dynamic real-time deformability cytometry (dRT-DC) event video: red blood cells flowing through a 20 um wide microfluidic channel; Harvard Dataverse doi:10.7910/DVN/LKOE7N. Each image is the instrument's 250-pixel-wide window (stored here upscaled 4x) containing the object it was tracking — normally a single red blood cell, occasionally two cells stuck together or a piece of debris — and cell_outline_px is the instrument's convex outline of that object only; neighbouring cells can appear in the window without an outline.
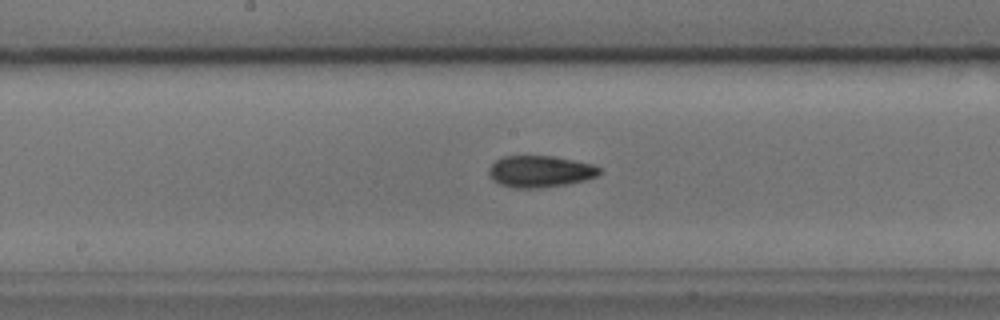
{"species": "common noctule bat (a hibernating species)", "species_latin": "Nyctalus noctula", "temperature_condition": "cold", "stored_images_in_passage": 38, "camera_frame_rate_fps": 3000, "um_per_image_px": 0.085, "animal": {"sex": "male", "body_mass_g": 17.9, "forearm_length_mm": 54.2}, "frame": {"image": 1, "passage_image": 14, "time_ms": 4.333, "image_size_px": [1000, 320], "cell_outline_px": [[600, 172], [596, 176], [584, 180], [568, 184], [536, 188], [516, 188], [500, 184], [492, 180], [488, 172], [488, 168], [496, 160], [504, 156], [552, 156], [592, 164], [600, 168]], "centroid_in_image_um": [45.87, 14.57], "position_along_channel_um": 202.3, "area_um2": 20.23}}
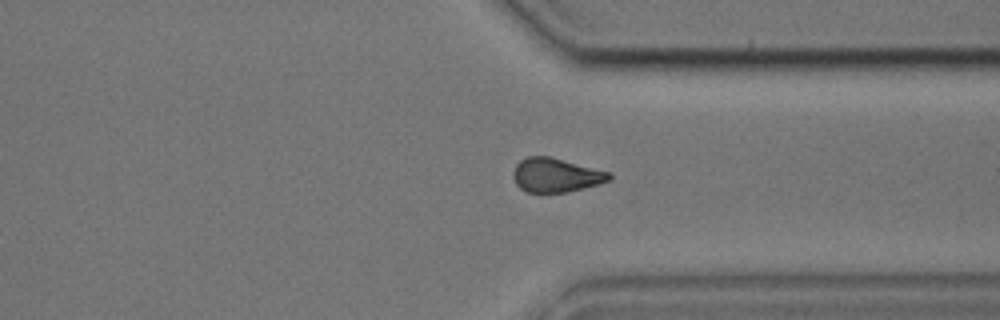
{"frame": {"image": 2, "passage_image": 27, "time_ms": 8.667, "image_size_px": [1000, 320], "cell_outline_px": [[612, 180], [600, 184], [564, 192], [524, 192], [516, 184], [512, 176], [512, 172], [516, 164], [520, 160], [528, 156], [548, 156], [612, 172]], "centroid_in_image_um": [47.26, 14.88], "position_along_channel_um": 364.1, "area_um2": 19.19}}
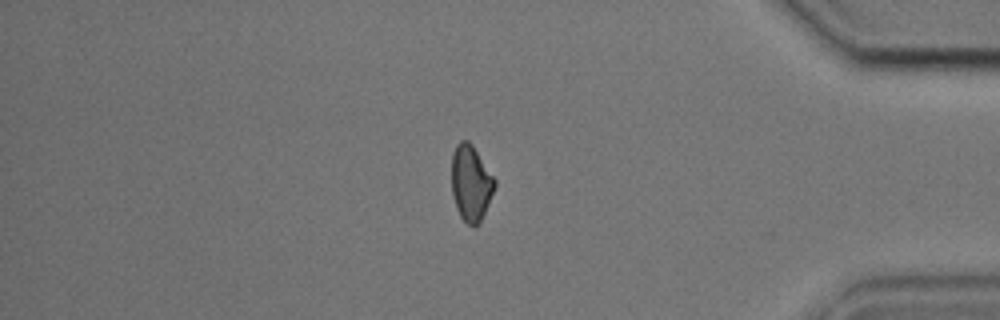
{"frame": {"image": 3, "passage_image": 32, "time_ms": 10.333, "image_size_px": [1000, 320], "cell_outline_px": [[496, 184], [484, 212], [480, 220], [472, 228], [460, 216], [456, 208], [452, 196], [452, 152], [456, 144], [460, 140], [468, 140], [472, 144], [496, 180]], "centroid_in_image_um": [40.0, 15.53], "position_along_channel_um": 395.2, "area_um2": 18.9}, "authors_computed_cell_mechanics": {"area_um2": 19.652, "velocity_mm_per_s": 3.7525, "shape_relaxation_time_tau1_ms": null, "shape_relaxation_time_tau2_ms": 8.5297, "deformation_change_tau1": null, "deformation_change_tau2": 0.1345}}